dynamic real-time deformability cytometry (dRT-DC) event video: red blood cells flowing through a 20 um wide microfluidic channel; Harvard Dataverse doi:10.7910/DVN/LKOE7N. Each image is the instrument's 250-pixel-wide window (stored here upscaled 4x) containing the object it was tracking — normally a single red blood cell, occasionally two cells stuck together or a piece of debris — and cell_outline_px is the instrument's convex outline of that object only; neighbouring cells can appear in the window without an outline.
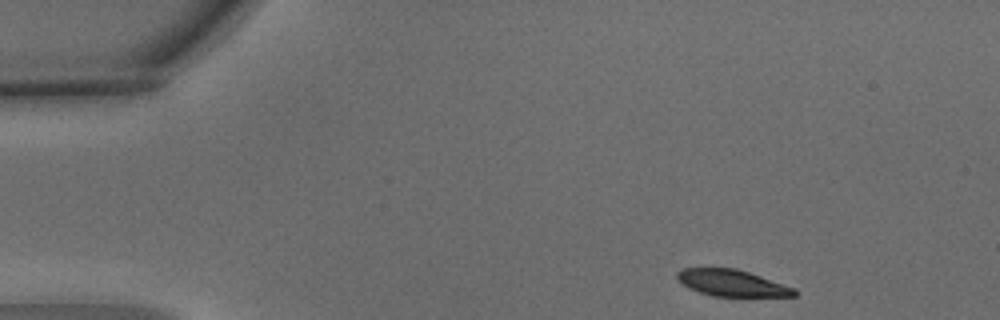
{"species": "common noctule bat (a hibernating species)", "species_latin": "Nyctalus noctula", "temperature_condition": "warm", "stored_images_in_passage": 3, "camera_frame_rate_fps": 3000, "um_per_image_px": 0.085, "animal": {"sex": "male", "body_mass_g": 15.6}, "frame": {"image": 1, "passage_image": 1, "time_ms": 0.0, "image_size_px": [1000, 320], "cell_outline_px": [[796, 296], [712, 296], [688, 288], [676, 280], [676, 272], [684, 268], [736, 268], [796, 288]], "centroid_in_image_um": [62.17, 24.05], "position_along_channel_um": 22.8, "area_um2": 18.09}}
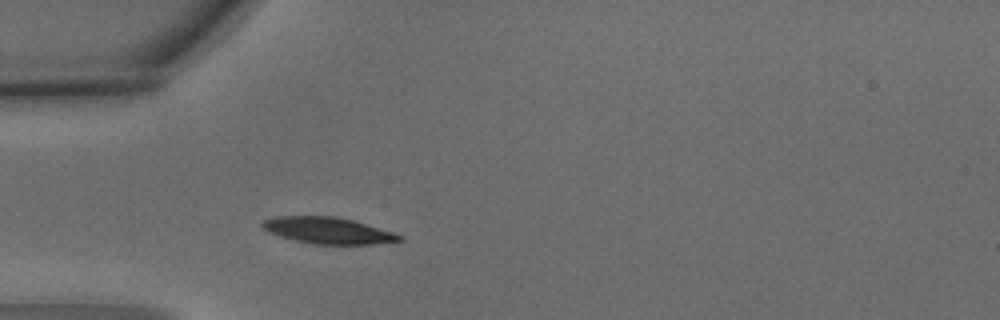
{"frame": {"image": 2, "passage_image": 3, "time_ms": 0.667, "image_size_px": [1000, 320], "cell_outline_px": [[404, 240], [372, 244], [312, 244], [280, 236], [268, 232], [260, 224], [260, 220], [276, 216], [336, 216], [352, 220], [392, 232], [404, 236]], "centroid_in_image_um": [27.84, 19.58], "position_along_channel_um": 57.2, "area_um2": 21.04}}